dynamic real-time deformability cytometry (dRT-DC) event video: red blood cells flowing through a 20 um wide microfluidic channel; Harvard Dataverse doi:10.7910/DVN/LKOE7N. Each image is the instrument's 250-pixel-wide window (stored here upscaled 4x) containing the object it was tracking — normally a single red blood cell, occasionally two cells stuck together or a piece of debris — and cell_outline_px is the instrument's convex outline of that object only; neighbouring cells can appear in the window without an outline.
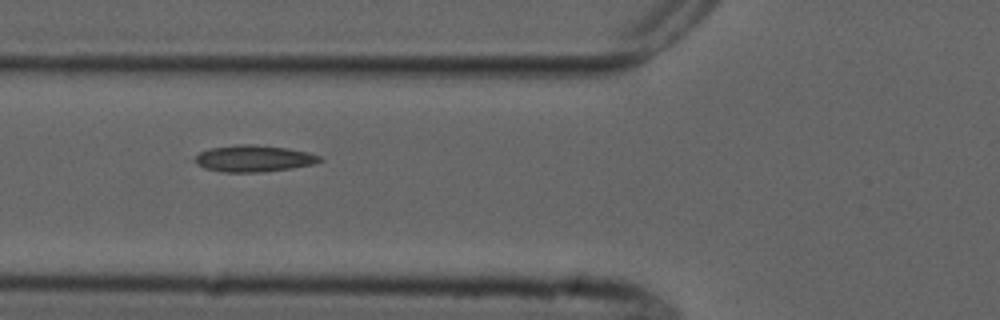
{"species": "common noctule bat (a hibernating species)", "species_latin": "Nyctalus noctula", "temperature_condition": "cold", "stored_images_in_passage": 8, "camera_frame_rate_fps": 3000, "um_per_image_px": 0.085, "animal": {"sex": "male", "forearm_length_mm": 52.5}, "frame": {"image": 1, "passage_image": 7, "time_ms": 7.0, "image_size_px": [1000, 320], "cell_outline_px": [[324, 160], [312, 164], [292, 168], [260, 172], [224, 172], [204, 168], [196, 164], [196, 156], [200, 152], [212, 148], [240, 144], [256, 144], [288, 148], [308, 152], [320, 156]], "centroid_in_image_um": [21.59, 13.47], "position_along_channel_um": 104.2, "area_um2": 19.25}}
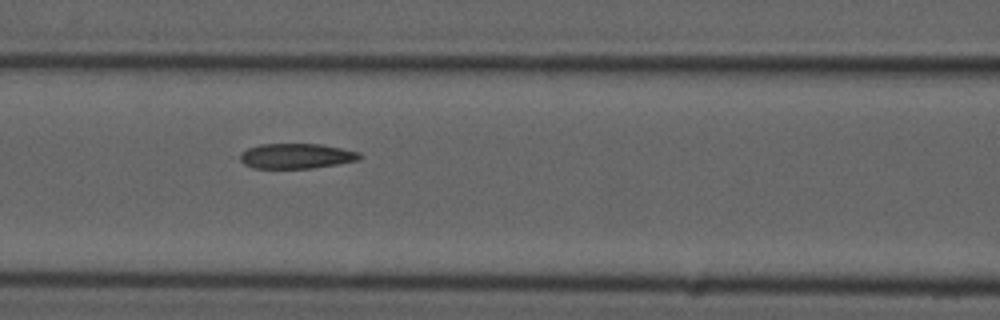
{"frame": {"image": 2, "passage_image": 8, "time_ms": 8.0, "image_size_px": [1000, 320], "cell_outline_px": [[364, 156], [360, 160], [312, 168], [252, 168], [244, 164], [240, 160], [240, 156], [248, 148], [260, 144], [320, 144], [360, 152]], "centroid_in_image_um": [25.22, 13.26], "position_along_channel_um": 141.4, "area_um2": 17.46}}